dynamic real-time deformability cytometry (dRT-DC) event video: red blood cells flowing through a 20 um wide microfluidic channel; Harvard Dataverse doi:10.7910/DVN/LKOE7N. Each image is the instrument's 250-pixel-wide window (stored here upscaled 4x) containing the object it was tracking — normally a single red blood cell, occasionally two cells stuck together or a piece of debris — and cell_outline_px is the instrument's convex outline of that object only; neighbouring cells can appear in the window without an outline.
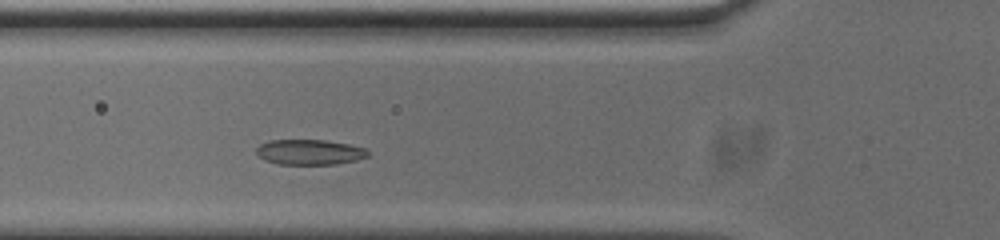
{"species": "common noctule bat (a hibernating species)", "species_latin": "Nyctalus noctula", "temperature_condition": "cold", "stored_images_in_passage": 36, "camera_frame_rate_fps": 3000, "um_per_image_px": 0.085, "animal": {"sex": "male", "body_mass_g": 20.0, "forearm_length_mm": 53.3}, "frame": {"image": 1, "passage_image": 9, "time_ms": 2.667, "image_size_px": [1000, 240], "cell_outline_px": [[368, 156], [356, 160], [336, 164], [276, 164], [264, 160], [256, 152], [256, 148], [260, 144], [268, 140], [324, 140], [348, 144], [368, 148]], "centroid_in_image_um": [26.31, 12.93], "position_along_channel_um": 99.5, "area_um2": 16.47}}
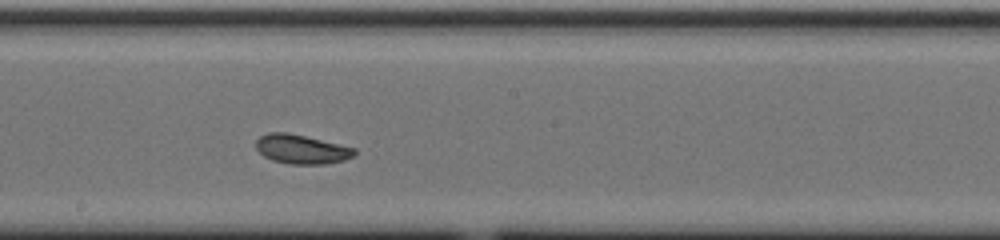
{"frame": {"image": 2, "passage_image": 19, "time_ms": 6.0, "image_size_px": [1000, 240], "cell_outline_px": [[356, 156], [344, 160], [324, 164], [288, 164], [272, 160], [264, 156], [256, 148], [256, 140], [260, 136], [268, 132], [288, 132], [356, 148]], "centroid_in_image_um": [25.64, 12.68], "position_along_channel_um": 222.6, "area_um2": 16.82}}
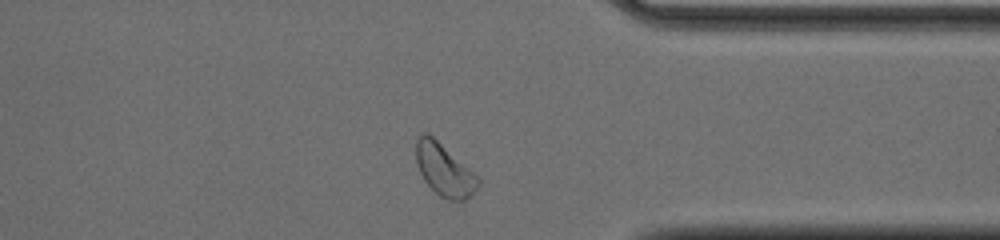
{"frame": {"image": 3, "passage_image": 32, "time_ms": 10.333, "image_size_px": [1000, 240], "cell_outline_px": [[480, 184], [464, 200], [448, 200], [440, 196], [424, 180], [416, 164], [416, 140], [424, 132], [428, 132], [472, 172], [480, 180]], "centroid_in_image_um": [37.72, 14.43], "position_along_channel_um": 373.7, "area_um2": 18.26}, "authors_computed_cell_mechanics": {"area_um2": 16.8198, "velocity_mm_per_s": 3.6936, "shape_relaxation_time_tau1_ms": 2.9562, "shape_relaxation_time_tau2_ms": 2.3266, "deformation_change_tau1": 0.0969, "deformation_change_tau2": 0.0686}}